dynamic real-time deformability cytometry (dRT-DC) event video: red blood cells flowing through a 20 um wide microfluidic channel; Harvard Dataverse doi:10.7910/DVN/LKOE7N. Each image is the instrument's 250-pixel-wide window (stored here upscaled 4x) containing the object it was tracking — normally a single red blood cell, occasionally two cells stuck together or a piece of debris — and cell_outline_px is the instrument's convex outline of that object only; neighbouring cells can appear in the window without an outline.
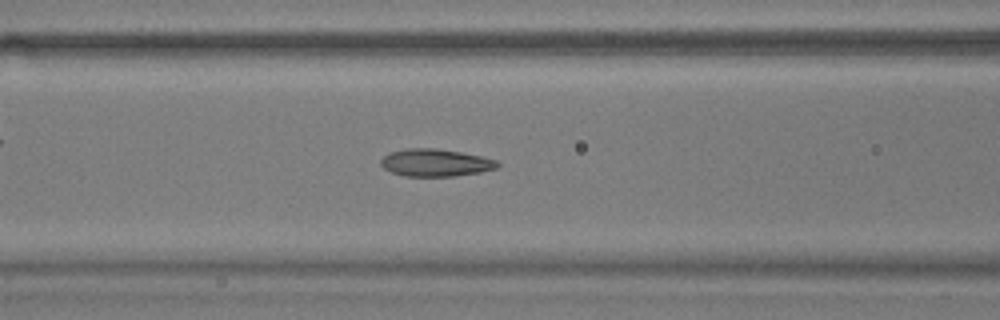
{"species": "common noctule bat (a hibernating species)", "species_latin": "Nyctalus noctula", "temperature_condition": "warm", "stored_images_in_passage": 42, "camera_frame_rate_fps": 3000, "um_per_image_px": 0.085, "animal": {"sex": "male", "body_mass_g": 17.9}, "frame": {"image": 1, "passage_image": 10, "time_ms": 3.0, "image_size_px": [1000, 320], "cell_outline_px": [[500, 164], [496, 168], [480, 172], [456, 176], [404, 176], [392, 172], [384, 168], [380, 164], [380, 160], [388, 152], [408, 148], [436, 148], [460, 152], [480, 156], [496, 160]], "centroid_in_image_um": [36.99, 13.82], "position_along_channel_um": 129.6, "area_um2": 18.61}}
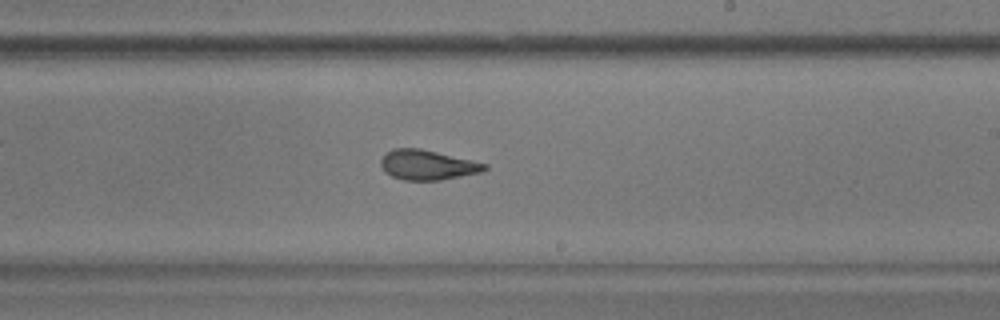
{"frame": {"image": 2, "passage_image": 20, "time_ms": 6.333, "image_size_px": [1000, 320], "cell_outline_px": [[488, 168], [480, 172], [440, 180], [404, 180], [392, 176], [384, 172], [380, 164], [380, 160], [392, 148], [420, 148], [488, 164]], "centroid_in_image_um": [36.31, 14.02], "position_along_channel_um": 252.7, "area_um2": 17.92}}
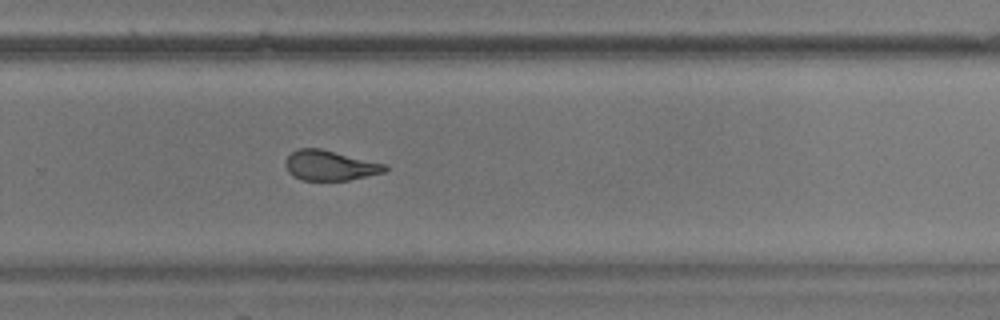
{"frame": {"image": 3, "passage_image": 24, "time_ms": 7.667, "image_size_px": [1000, 320], "cell_outline_px": [[388, 168], [384, 172], [348, 180], [300, 180], [292, 176], [288, 172], [284, 164], [284, 160], [292, 152], [300, 148], [320, 148], [388, 164]], "centroid_in_image_um": [28.03, 14.06], "position_along_channel_um": 301.8, "area_um2": 17.57}, "authors_computed_cell_mechanics": {"area_um2": 18.9584, "velocity_mm_per_s": 3.6929, "shape_relaxation_time_tau1_ms": null, "shape_relaxation_time_tau2_ms": 1.7022, "deformation_change_tau1": null, "deformation_change_tau2": 0.079}}